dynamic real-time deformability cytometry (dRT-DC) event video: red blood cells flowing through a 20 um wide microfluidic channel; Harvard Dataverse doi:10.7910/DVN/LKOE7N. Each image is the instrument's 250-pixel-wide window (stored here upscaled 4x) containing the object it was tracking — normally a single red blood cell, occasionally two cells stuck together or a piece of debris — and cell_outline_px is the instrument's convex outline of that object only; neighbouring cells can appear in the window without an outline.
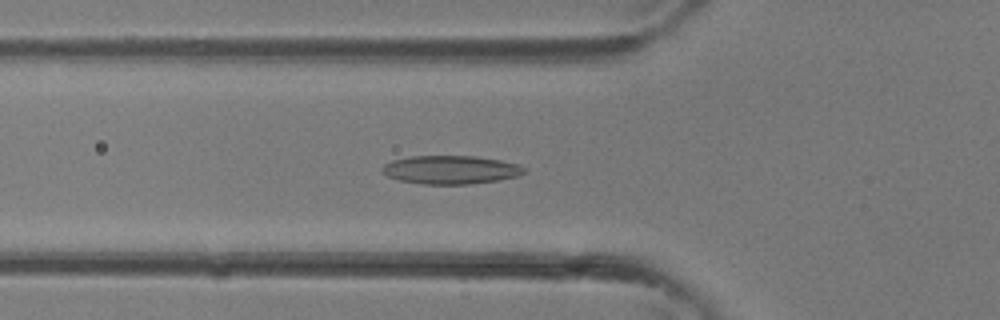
{"species": "common noctule bat (a hibernating species)", "species_latin": "Nyctalus noctula", "temperature_condition": "room temperature", "stored_images_in_passage": 28, "camera_frame_rate_fps": 3000, "um_per_image_px": 0.085, "animal": {"sex": "female"}, "frame": {"image": 1, "passage_image": 5, "time_ms": 1.333, "image_size_px": [1000, 320], "cell_outline_px": [[528, 172], [520, 176], [500, 180], [468, 184], [420, 184], [400, 180], [388, 176], [380, 172], [380, 168], [384, 164], [392, 160], [412, 156], [476, 156], [500, 160], [520, 164]], "centroid_in_image_um": [38.33, 14.43], "position_along_channel_um": 87.5, "area_um2": 23.81}}
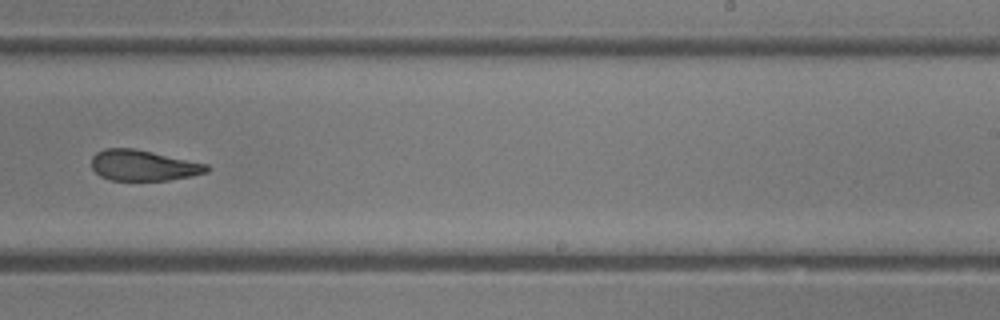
{"frame": {"image": 2, "passage_image": 15, "time_ms": 4.667, "image_size_px": [1000, 320], "cell_outline_px": [[212, 168], [208, 172], [192, 176], [168, 180], [108, 180], [100, 176], [92, 168], [92, 156], [96, 152], [104, 148], [132, 148], [152, 152], [208, 164]], "centroid_in_image_um": [12.19, 14.06], "position_along_channel_um": 276.8, "area_um2": 20.69}}
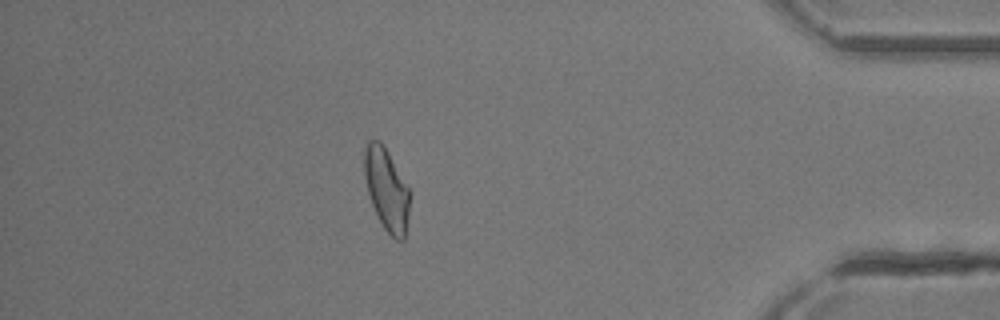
{"frame": {"image": 3, "passage_image": 24, "time_ms": 7.667, "image_size_px": [1000, 320], "cell_outline_px": [[412, 192], [408, 224], [404, 240], [396, 240], [384, 228], [372, 204], [368, 192], [364, 176], [364, 144], [368, 140], [380, 140], [388, 152]], "centroid_in_image_um": [32.89, 16.09], "position_along_channel_um": 402.3, "area_um2": 22.14}}